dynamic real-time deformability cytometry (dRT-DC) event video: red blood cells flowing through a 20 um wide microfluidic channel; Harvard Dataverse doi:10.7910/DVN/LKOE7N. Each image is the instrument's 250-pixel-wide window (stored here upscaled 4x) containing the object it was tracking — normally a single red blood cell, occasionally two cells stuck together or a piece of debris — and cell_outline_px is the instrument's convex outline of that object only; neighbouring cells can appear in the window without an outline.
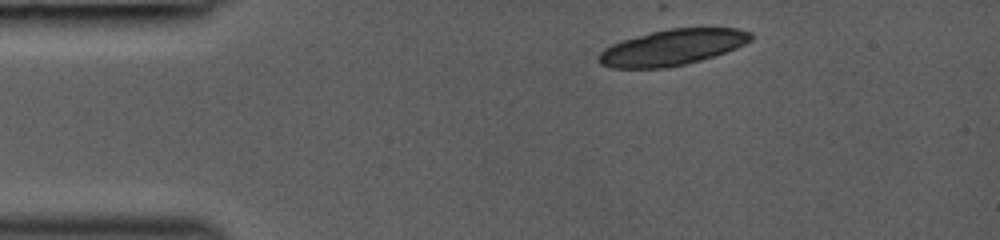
{"species": "common noctule bat (a hibernating species)", "species_latin": "Nyctalus noctula", "temperature_condition": "room temperature", "stored_images_in_passage": 12, "camera_frame_rate_fps": 3000, "um_per_image_px": 0.085, "animal": {"sex": "female", "body_mass_g": 19.0, "forearm_length_mm": 53.3}, "frame": {"image": 1, "passage_image": 1, "time_ms": 0.0, "image_size_px": [1000, 240], "cell_outline_px": [[752, 40], [736, 48], [700, 60], [684, 64], [664, 68], [612, 68], [600, 64], [596, 60], [596, 56], [604, 48], [612, 44], [636, 36], [668, 28], [736, 28], [752, 32]], "centroid_in_image_um": [57.11, 4.03], "position_along_channel_um": 27.9, "area_um2": 31.67}}